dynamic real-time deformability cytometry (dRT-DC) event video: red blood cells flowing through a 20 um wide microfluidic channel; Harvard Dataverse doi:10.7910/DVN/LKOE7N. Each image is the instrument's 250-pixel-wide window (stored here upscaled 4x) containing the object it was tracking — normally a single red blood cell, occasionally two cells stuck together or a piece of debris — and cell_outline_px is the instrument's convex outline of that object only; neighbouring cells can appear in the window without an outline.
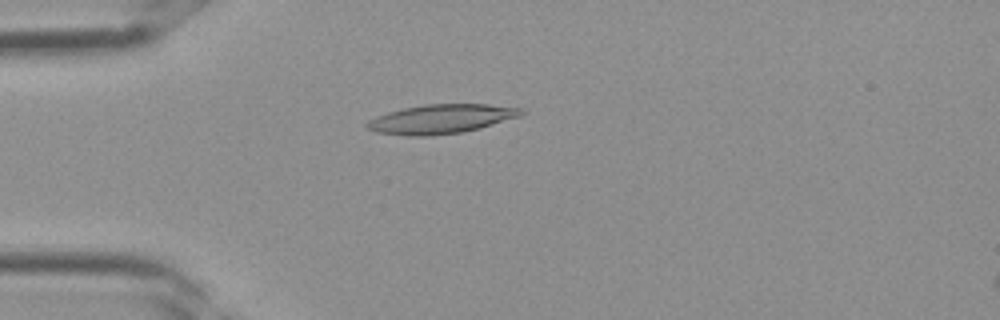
{"species": "Egyptian fruit bat (a non-hibernating species)", "species_latin": "Rousettus aegyptiacus", "temperature_condition": "room temperature", "stored_images_in_passage": 36, "camera_frame_rate_fps": 3000, "um_per_image_px": 0.085, "frame": {"image": 1, "passage_image": 10, "time_ms": 3.0, "image_size_px": [1000, 320], "cell_outline_px": [[528, 112], [520, 116], [480, 128], [460, 132], [432, 136], [408, 136], [376, 132], [364, 128], [364, 124], [368, 120], [376, 116], [388, 112], [404, 108], [424, 104], [488, 104], [524, 108]], "centroid_in_image_um": [37.49, 10.11], "position_along_channel_um": 47.5, "area_um2": 26.47}}
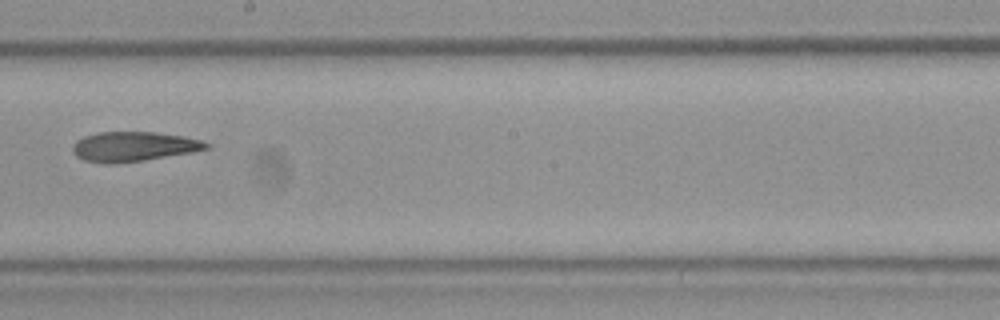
{"frame": {"image": 2, "passage_image": 21, "time_ms": 6.667, "image_size_px": [1000, 320], "cell_outline_px": [[212, 144], [208, 148], [192, 152], [144, 160], [116, 164], [104, 164], [84, 160], [76, 156], [72, 152], [72, 144], [76, 140], [84, 136], [100, 132], [152, 132], [184, 136], [200, 140]], "centroid_in_image_um": [11.32, 12.46], "position_along_channel_um": 236.9, "area_um2": 23.24}}
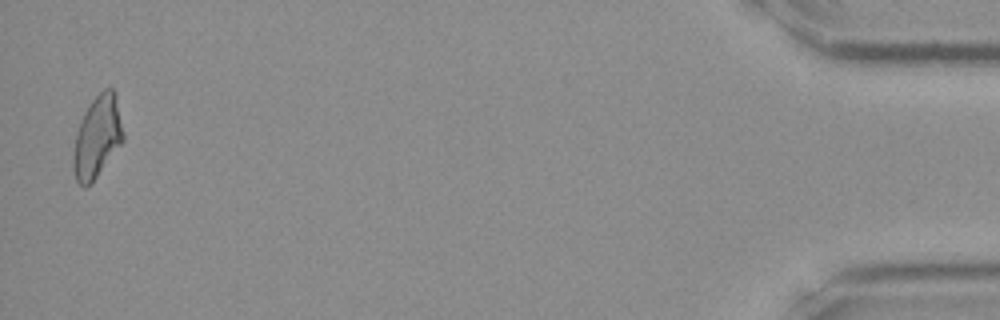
{"frame": {"image": 3, "passage_image": 36, "time_ms": 11.667, "image_size_px": [1000, 320], "cell_outline_px": [[124, 140], [92, 184], [84, 188], [76, 180], [72, 168], [72, 156], [76, 132], [80, 120], [84, 112], [92, 100], [104, 88], [112, 88], [116, 96], [124, 136]], "centroid_in_image_um": [8.24, 11.68], "position_along_channel_um": 427.0, "area_um2": 23.99}}